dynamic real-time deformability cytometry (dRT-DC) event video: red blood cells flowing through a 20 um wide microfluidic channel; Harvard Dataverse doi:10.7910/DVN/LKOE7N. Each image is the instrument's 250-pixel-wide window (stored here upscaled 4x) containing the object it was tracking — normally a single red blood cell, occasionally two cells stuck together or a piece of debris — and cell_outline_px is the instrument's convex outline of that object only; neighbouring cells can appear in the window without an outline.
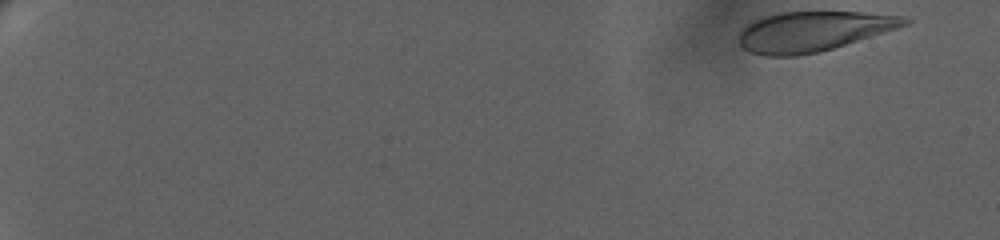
{"species": "human", "species_latin": "Homo sapiens", "temperature_condition": "warm", "stored_images_in_passage": 28, "camera_frame_rate_fps": 3000, "um_per_image_px": 0.085, "donor": {"sex": "female"}, "frame": {"image": 1, "passage_image": 1, "time_ms": 0.0, "image_size_px": [1000, 240], "cell_outline_px": [[912, 20], [908, 24], [896, 28], [820, 52], [796, 56], [764, 56], [752, 52], [744, 48], [740, 44], [740, 32], [744, 28], [756, 20], [780, 12], [860, 12], [900, 16]], "centroid_in_image_um": [69.11, 2.67], "position_along_channel_um": 15.9, "area_um2": 37.8}}
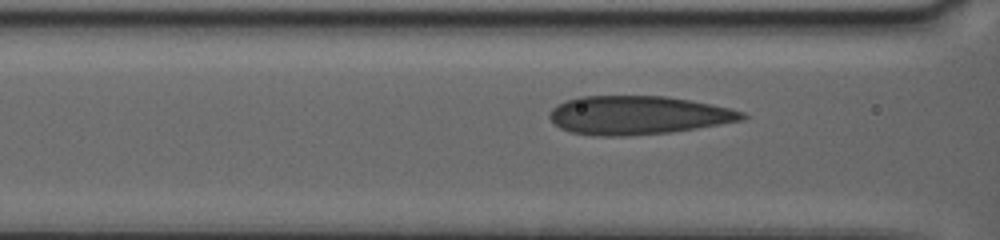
{"frame": {"image": 2, "passage_image": 20, "time_ms": 9.333, "image_size_px": [1000, 240], "cell_outline_px": [[748, 116], [744, 120], [672, 132], [628, 136], [592, 136], [572, 132], [560, 128], [548, 116], [548, 112], [552, 108], [568, 100], [580, 96], [664, 96], [688, 100], [728, 108], [744, 112]], "centroid_in_image_um": [54.2, 9.8], "position_along_channel_um": 112.4, "area_um2": 43.12}}
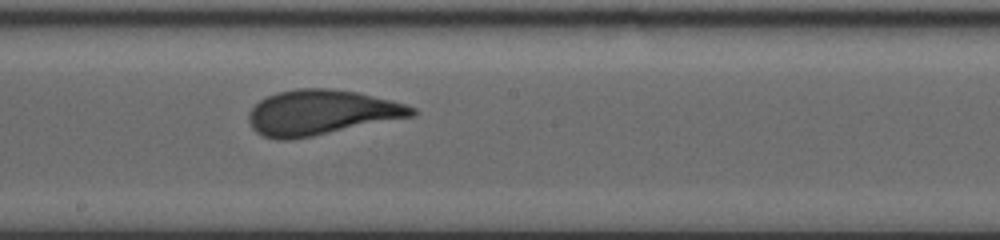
{"frame": {"image": 3, "passage_image": 28, "time_ms": 12.667, "image_size_px": [1000, 240], "cell_outline_px": [[420, 112], [416, 116], [292, 140], [276, 140], [264, 136], [256, 132], [252, 128], [248, 120], [248, 116], [252, 108], [260, 100], [276, 92], [296, 88], [328, 88], [356, 92], [392, 100], [416, 108]], "centroid_in_image_um": [27.33, 9.57], "position_along_channel_um": 220.9, "area_um2": 43.12}}